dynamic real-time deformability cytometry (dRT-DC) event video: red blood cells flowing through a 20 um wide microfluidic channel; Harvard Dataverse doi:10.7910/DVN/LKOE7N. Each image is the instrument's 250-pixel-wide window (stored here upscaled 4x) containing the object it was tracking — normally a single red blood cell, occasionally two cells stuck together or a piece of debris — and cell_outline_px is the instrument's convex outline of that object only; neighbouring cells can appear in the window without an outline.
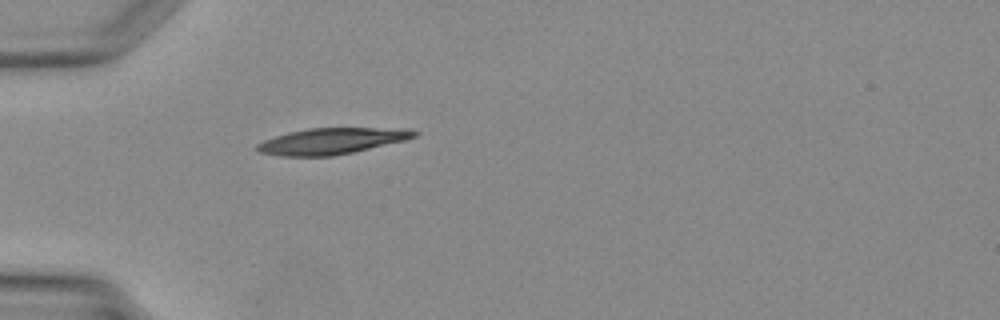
{"species": "Egyptian fruit bat (a non-hibernating species)", "species_latin": "Rousettus aegyptiacus", "temperature_condition": "warm", "stored_images_in_passage": 26, "camera_frame_rate_fps": 3000, "um_per_image_px": 0.085, "animal": {"sex": "female"}, "frame": {"image": 1, "passage_image": 1, "time_ms": 0.0, "image_size_px": [1000, 320], "cell_outline_px": [[420, 132], [416, 136], [404, 140], [352, 152], [332, 156], [280, 156], [260, 152], [256, 148], [256, 144], [264, 140], [288, 132], [308, 128], [408, 128]], "centroid_in_image_um": [28.19, 11.98], "position_along_channel_um": 56.8, "area_um2": 23.81}}
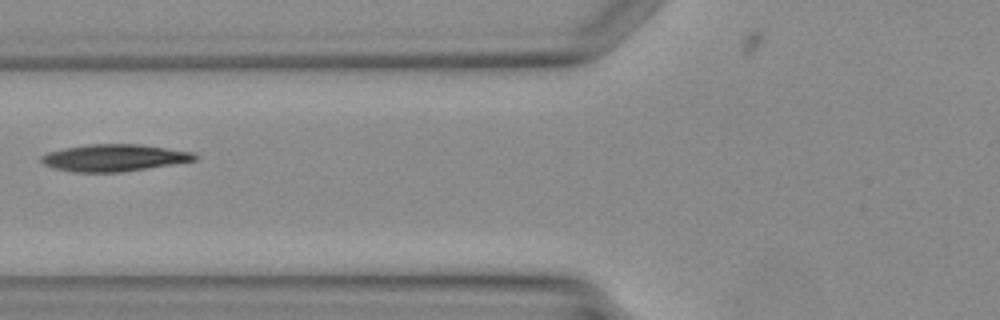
{"frame": {"image": 2, "passage_image": 5, "time_ms": 1.333, "image_size_px": [1000, 320], "cell_outline_px": [[200, 156], [196, 160], [172, 164], [120, 172], [72, 172], [56, 168], [44, 164], [40, 160], [40, 156], [48, 152], [64, 148], [88, 144], [140, 144], [196, 152]], "centroid_in_image_um": [9.73, 13.4], "position_along_channel_um": 116.1, "area_um2": 24.16}}